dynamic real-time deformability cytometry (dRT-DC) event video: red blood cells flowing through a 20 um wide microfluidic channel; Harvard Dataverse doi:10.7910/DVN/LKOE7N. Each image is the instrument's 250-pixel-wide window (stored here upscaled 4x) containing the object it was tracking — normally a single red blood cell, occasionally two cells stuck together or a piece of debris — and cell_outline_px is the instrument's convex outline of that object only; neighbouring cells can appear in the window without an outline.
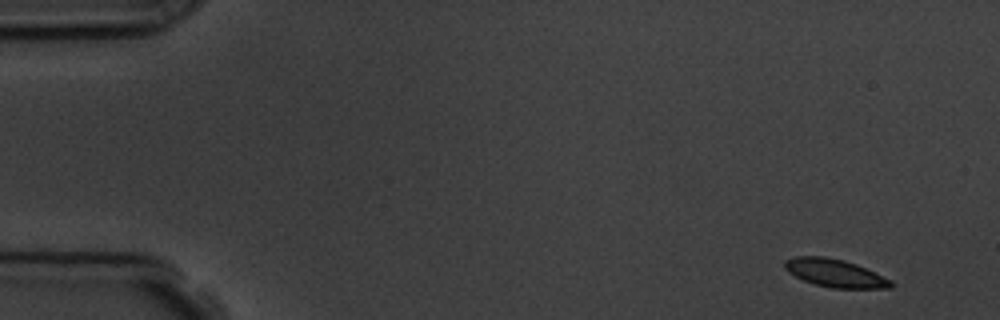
{"species": "common noctule bat (a hibernating species)", "species_latin": "Nyctalus noctula", "temperature_condition": "room temperature", "stored_images_in_passage": 5, "camera_frame_rate_fps": 3000, "um_per_image_px": 0.085, "animal": {"sex": "male", "body_mass_g": 19.5, "forearm_length_mm": 54.6}, "frame": {"image": 1, "passage_image": 1, "time_ms": 0.0, "image_size_px": [1000, 320], "cell_outline_px": [[892, 288], [832, 288], [816, 284], [804, 280], [788, 272], [784, 268], [784, 260], [796, 256], [824, 256], [844, 260], [856, 264], [892, 280]], "centroid_in_image_um": [70.96, 23.2], "position_along_channel_um": 14.0, "area_um2": 17.17}}